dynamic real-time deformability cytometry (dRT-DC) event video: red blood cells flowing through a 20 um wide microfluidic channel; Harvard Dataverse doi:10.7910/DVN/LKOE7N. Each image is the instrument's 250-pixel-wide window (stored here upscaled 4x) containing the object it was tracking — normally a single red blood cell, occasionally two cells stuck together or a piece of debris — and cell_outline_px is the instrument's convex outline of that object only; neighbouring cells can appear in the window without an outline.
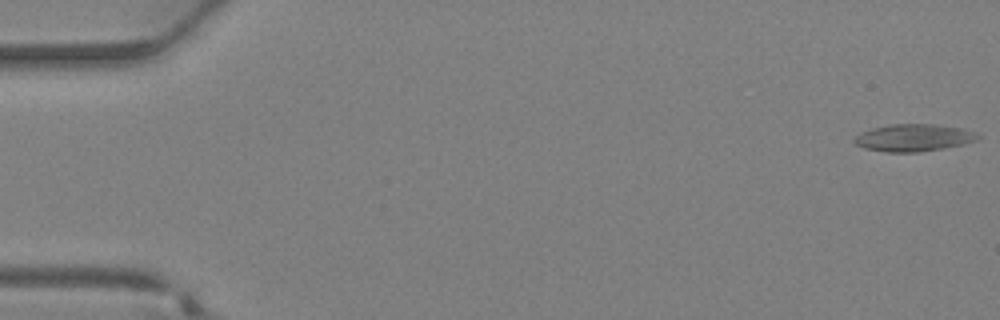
{"species": "Egyptian fruit bat (a non-hibernating species)", "species_latin": "Rousettus aegyptiacus", "temperature_condition": "warm", "stored_images_in_passage": 7, "camera_frame_rate_fps": 3000, "um_per_image_px": 0.085, "animal": {"sex": "female"}, "frame": {"image": 1, "passage_image": 1, "time_ms": 0.0, "image_size_px": [1000, 320], "cell_outline_px": [[980, 136], [976, 140], [964, 144], [944, 148], [916, 152], [884, 152], [864, 148], [856, 144], [852, 140], [860, 132], [872, 128], [892, 124], [932, 124], [964, 128], [976, 132]], "centroid_in_image_um": [77.65, 11.7], "position_along_channel_um": 7.3, "area_um2": 19.65}}